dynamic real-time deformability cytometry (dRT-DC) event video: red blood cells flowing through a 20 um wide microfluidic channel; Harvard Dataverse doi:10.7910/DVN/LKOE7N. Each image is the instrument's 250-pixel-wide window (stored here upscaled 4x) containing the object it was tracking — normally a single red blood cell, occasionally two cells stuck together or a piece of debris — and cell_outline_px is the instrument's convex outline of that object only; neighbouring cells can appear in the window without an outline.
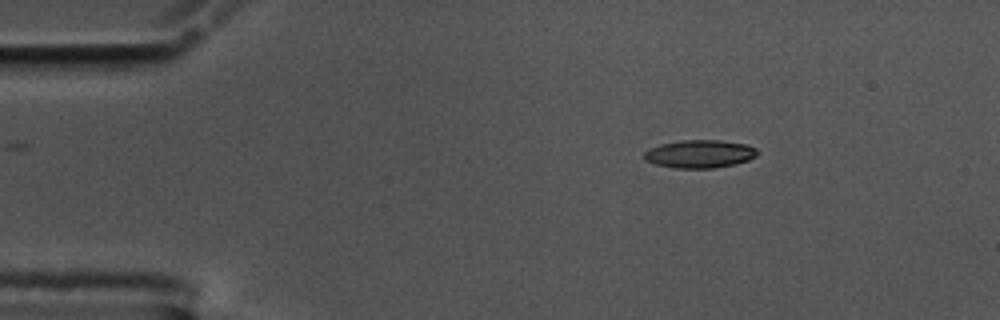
{"species": "common noctule bat (a hibernating species)", "species_latin": "Nyctalus noctula", "temperature_condition": "cold", "stored_images_in_passage": 49, "camera_frame_rate_fps": 3000, "um_per_image_px": 0.085, "animal": {"sex": "male", "body_mass_g": 17.5, "forearm_length_mm": 52.3}, "frame": {"image": 1, "passage_image": 1, "time_ms": 0.0, "image_size_px": [1000, 320], "cell_outline_px": [[756, 156], [748, 160], [736, 164], [712, 168], [676, 168], [656, 164], [644, 160], [644, 152], [648, 148], [660, 144], [680, 140], [720, 140], [748, 144], [756, 148]], "centroid_in_image_um": [59.46, 13.07], "position_along_channel_um": 25.5, "area_um2": 18.55}}
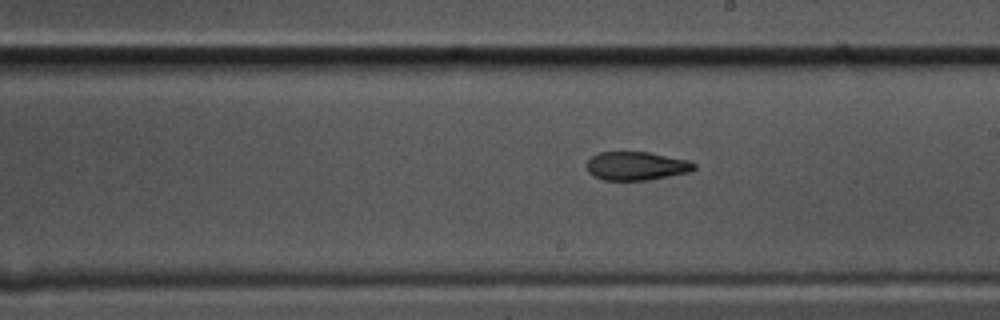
{"frame": {"image": 2, "passage_image": 24, "time_ms": 7.667, "image_size_px": [1000, 320], "cell_outline_px": [[696, 168], [688, 172], [648, 180], [604, 180], [592, 176], [588, 172], [588, 160], [592, 156], [600, 152], [648, 152], [688, 160], [696, 164]], "centroid_in_image_um": [54.08, 14.11], "position_along_channel_um": 234.9, "area_um2": 17.74}}
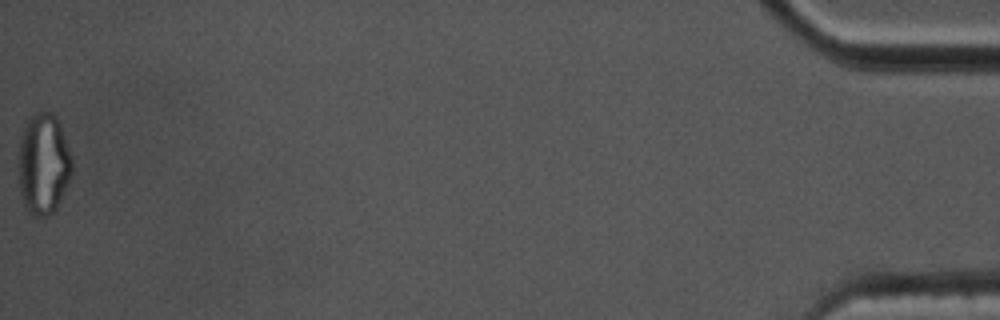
{"frame": {"image": 3, "passage_image": 49, "time_ms": 16.0, "image_size_px": [1000, 320], "cell_outline_px": [[72, 176], [56, 208], [48, 216], [36, 216], [28, 212], [24, 204], [20, 192], [16, 164], [20, 136], [28, 116], [32, 112], [52, 112], [56, 116], [60, 124], [72, 160]], "centroid_in_image_um": [3.65, 13.91], "position_along_channel_um": 431.5, "area_um2": 32.25}, "authors_computed_cell_mechanics": {"area_um2": 19.2474, "velocity_mm_per_s": 3.5587, "shape_relaxation_time_tau1_ms": null, "shape_relaxation_time_tau2_ms": 3.9082, "deformation_change_tau1": null, "deformation_change_tau2": 0.1182}}